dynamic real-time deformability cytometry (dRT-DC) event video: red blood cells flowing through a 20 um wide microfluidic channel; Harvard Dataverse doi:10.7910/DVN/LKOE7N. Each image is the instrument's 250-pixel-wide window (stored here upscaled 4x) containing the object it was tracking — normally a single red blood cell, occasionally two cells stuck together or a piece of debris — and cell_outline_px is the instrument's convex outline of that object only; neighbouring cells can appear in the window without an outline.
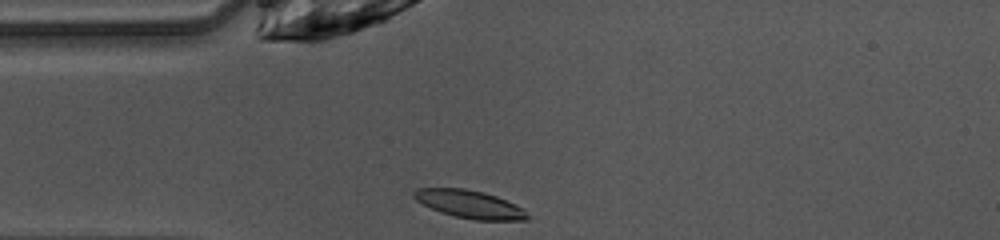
{"species": "common noctule bat (a hibernating species)", "species_latin": "Nyctalus noctula", "temperature_condition": "warm", "stored_images_in_passage": 38, "camera_frame_rate_fps": 3000, "um_per_image_px": 0.085, "animal": {"sex": "female", "body_mass_g": 10.0, "forearm_length_mm": 53.1}, "frame": {"image": 1, "passage_image": 1, "time_ms": 0.0, "image_size_px": [1000, 240], "cell_outline_px": [[528, 220], [476, 220], [456, 216], [440, 212], [416, 200], [412, 196], [412, 192], [416, 188], [464, 188], [484, 192], [496, 196], [516, 204], [524, 208], [528, 216]], "centroid_in_image_um": [39.93, 17.35], "position_along_channel_um": 45.1, "area_um2": 18.44}}
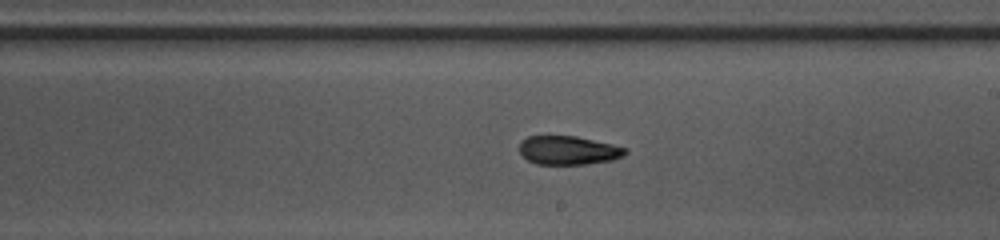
{"frame": {"image": 2, "passage_image": 16, "time_ms": 5.0, "image_size_px": [1000, 240], "cell_outline_px": [[628, 152], [624, 156], [612, 160], [588, 164], [536, 164], [528, 160], [520, 152], [520, 140], [528, 136], [576, 136], [612, 144], [628, 148]], "centroid_in_image_um": [48.34, 12.77], "position_along_channel_um": 240.7, "area_um2": 17.8}}
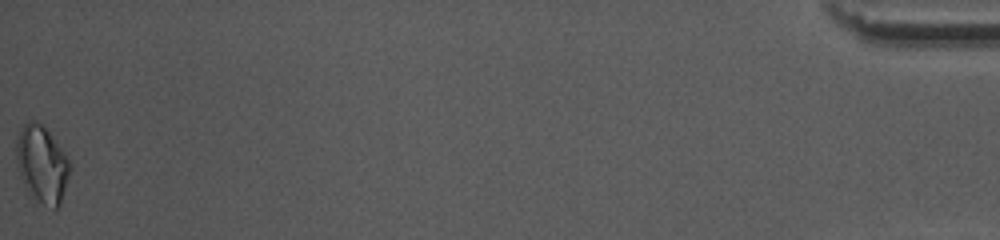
{"frame": {"image": 3, "passage_image": 38, "time_ms": 12.333, "image_size_px": [1000, 240], "cell_outline_px": [[72, 168], [60, 204], [56, 208], [52, 208], [28, 196], [20, 172], [16, 156], [16, 140], [20, 128], [28, 120], [36, 120], [48, 132], [64, 152]], "centroid_in_image_um": [3.56, 13.97], "position_along_channel_um": 431.6, "area_um2": 23.93}, "authors_computed_cell_mechanics": {"area_um2": 18.4382, "velocity_mm_per_s": 4.0755, "shape_relaxation_time_tau1_ms": 7.1824, "shape_relaxation_time_tau2_ms": 3.9293, "deformation_change_tau1": 0.2019, "deformation_change_tau2": 0.0813}}